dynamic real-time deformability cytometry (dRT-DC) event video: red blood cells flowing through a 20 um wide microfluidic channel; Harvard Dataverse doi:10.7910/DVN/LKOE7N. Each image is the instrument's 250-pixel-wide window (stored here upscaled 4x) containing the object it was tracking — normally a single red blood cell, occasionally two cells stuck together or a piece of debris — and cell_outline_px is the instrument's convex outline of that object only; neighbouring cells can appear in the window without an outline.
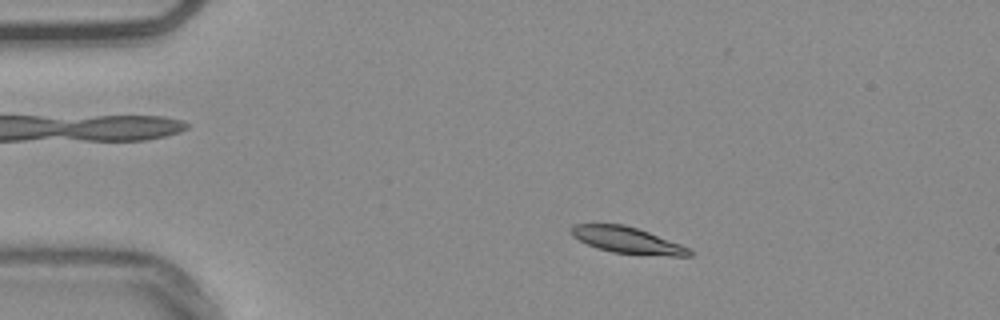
{"species": "common noctule bat (a hibernating species)", "species_latin": "Nyctalus noctula", "temperature_condition": "warm", "stored_images_in_passage": 52, "camera_frame_rate_fps": 3000, "um_per_image_px": 0.085, "animal": {"sex": "male", "body_mass_g": 20.4}, "frame": {"image": 1, "passage_image": 8, "time_ms": 2.333, "image_size_px": [1000, 320], "cell_outline_px": [[692, 256], [668, 256], [612, 252], [596, 248], [572, 236], [568, 228], [572, 224], [624, 224], [648, 232], [680, 244], [688, 248], [692, 252]], "centroid_in_image_um": [53.27, 20.41], "position_along_channel_um": 31.7, "area_um2": 18.03}}
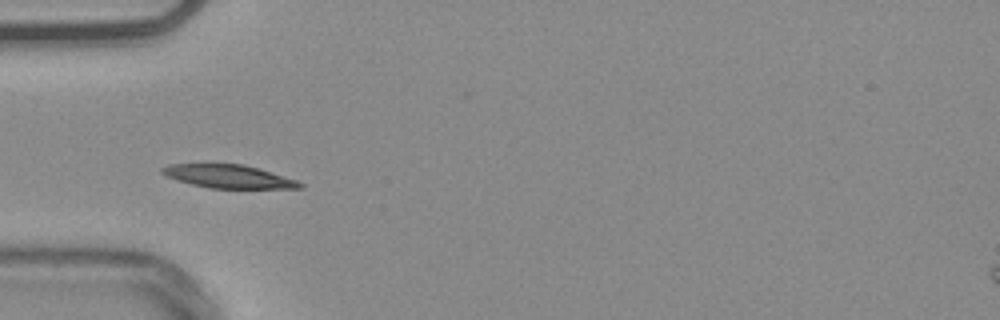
{"frame": {"image": 2, "passage_image": 15, "time_ms": 4.667, "image_size_px": [1000, 320], "cell_outline_px": [[304, 188], [208, 188], [176, 180], [160, 172], [160, 168], [168, 164], [244, 164], [296, 180], [304, 184]], "centroid_in_image_um": [19.39, 15.0], "position_along_channel_um": 65.6, "area_um2": 18.5}}
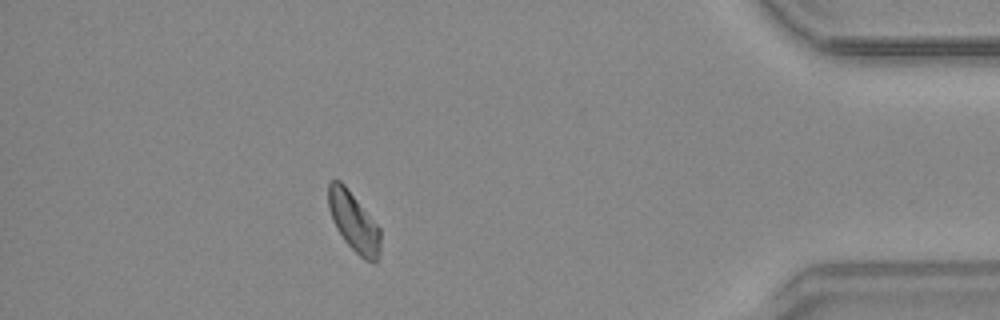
{"frame": {"image": 3, "passage_image": 46, "time_ms": 15.0, "image_size_px": [1000, 320], "cell_outline_px": [[380, 256], [376, 264], [372, 264], [360, 256], [344, 240], [336, 228], [332, 220], [328, 208], [328, 184], [332, 180], [340, 180], [344, 184], [380, 228]], "centroid_in_image_um": [30.07, 18.89], "position_along_channel_um": 405.1, "area_um2": 18.03}, "authors_computed_cell_mechanics": {"area_um2": 18.4382, "velocity_mm_per_s": 3.7241, "shape_relaxation_time_tau1_ms": 3.8489, "shape_relaxation_time_tau2_ms": null, "deformation_change_tau1": 0.1019, "deformation_change_tau2": null}}